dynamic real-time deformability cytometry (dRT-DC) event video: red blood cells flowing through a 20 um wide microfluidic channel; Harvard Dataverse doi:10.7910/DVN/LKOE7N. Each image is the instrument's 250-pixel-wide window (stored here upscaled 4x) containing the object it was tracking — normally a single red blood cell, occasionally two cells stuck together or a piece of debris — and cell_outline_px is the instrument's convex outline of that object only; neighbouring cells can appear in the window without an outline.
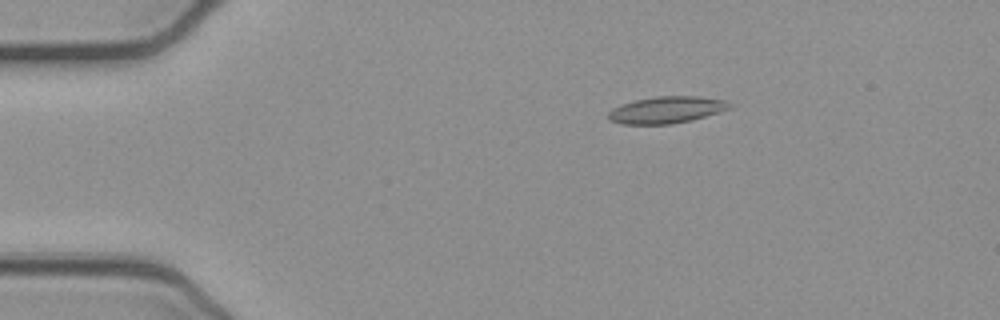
{"species": "common noctule bat (a hibernating species)", "species_latin": "Nyctalus noctula", "temperature_condition": "cold", "stored_images_in_passage": 45, "camera_frame_rate_fps": 3000, "um_per_image_px": 0.085, "animal": {"sex": "female", "body_mass_g": 21.9}, "frame": {"image": 1, "passage_image": 2, "time_ms": 0.333, "image_size_px": [1000, 320], "cell_outline_px": [[732, 108], [692, 120], [672, 124], [620, 124], [608, 120], [608, 112], [612, 108], [620, 104], [636, 100], [656, 96], [700, 96], [724, 100]], "centroid_in_image_um": [56.6, 9.34], "position_along_channel_um": 28.4, "area_um2": 18.96}}
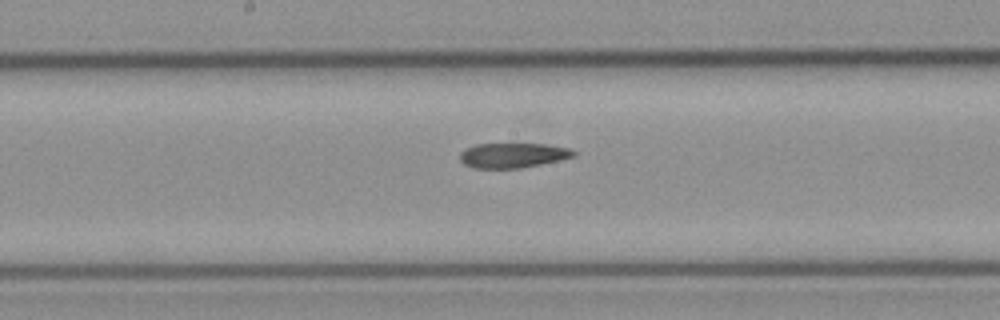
{"frame": {"image": 2, "passage_image": 20, "time_ms": 6.333, "image_size_px": [1000, 320], "cell_outline_px": [[576, 156], [560, 160], [520, 168], [472, 168], [464, 164], [460, 160], [460, 152], [476, 144], [544, 144], [568, 148], [576, 152]], "centroid_in_image_um": [43.59, 13.21], "position_along_channel_um": 204.6, "area_um2": 16.36}}
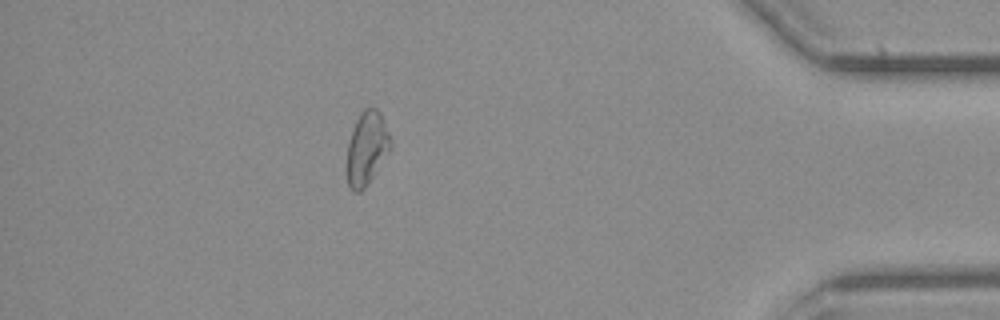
{"frame": {"image": 3, "passage_image": 39, "time_ms": 12.667, "image_size_px": [1000, 320], "cell_outline_px": [[392, 148], [368, 184], [360, 192], [352, 192], [348, 184], [344, 164], [348, 144], [356, 120], [360, 112], [364, 108], [376, 108], [380, 112], [388, 132], [392, 144]], "centroid_in_image_um": [31.14, 12.65], "position_along_channel_um": 404.1, "area_um2": 19.02}}